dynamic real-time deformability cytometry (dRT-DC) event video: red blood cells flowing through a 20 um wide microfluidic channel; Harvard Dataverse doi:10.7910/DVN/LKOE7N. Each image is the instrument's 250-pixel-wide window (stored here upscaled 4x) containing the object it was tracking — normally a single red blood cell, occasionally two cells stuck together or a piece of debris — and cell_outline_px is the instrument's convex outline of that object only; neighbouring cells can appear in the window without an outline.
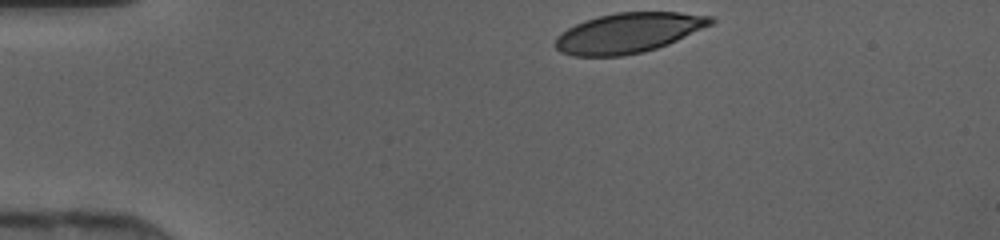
{"species": "human", "species_latin": "Homo sapiens", "temperature_condition": "cold", "stored_images_in_passage": 30, "camera_frame_rate_fps": 3000, "um_per_image_px": 0.085, "donor": {"sex": "female"}, "frame": {"image": 1, "passage_image": 1, "time_ms": 0.0, "image_size_px": [1000, 240], "cell_outline_px": [[716, 20], [712, 24], [668, 44], [644, 52], [624, 56], [572, 56], [560, 52], [552, 44], [556, 36], [568, 28], [584, 20], [616, 12], [680, 12], [712, 16]], "centroid_in_image_um": [53.39, 2.8], "position_along_channel_um": 31.6, "area_um2": 36.36}}
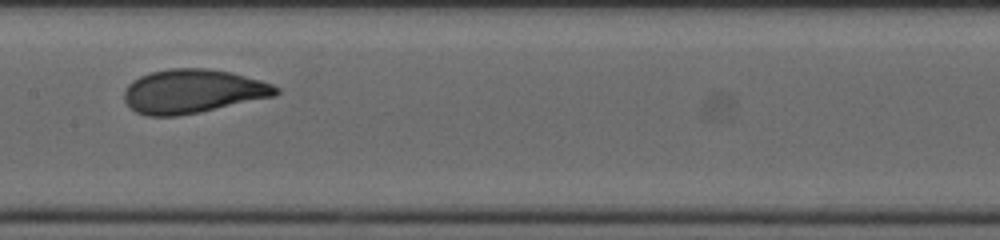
{"frame": {"image": 2, "passage_image": 16, "time_ms": 5.0, "image_size_px": [1000, 240], "cell_outline_px": [[280, 92], [276, 96], [200, 112], [176, 116], [148, 116], [136, 112], [124, 100], [124, 92], [128, 84], [132, 80], [140, 76], [152, 72], [168, 68], [208, 68], [232, 72], [260, 80], [272, 84], [280, 88]], "centroid_in_image_um": [16.41, 7.75], "position_along_channel_um": 191.0, "area_um2": 38.96}}
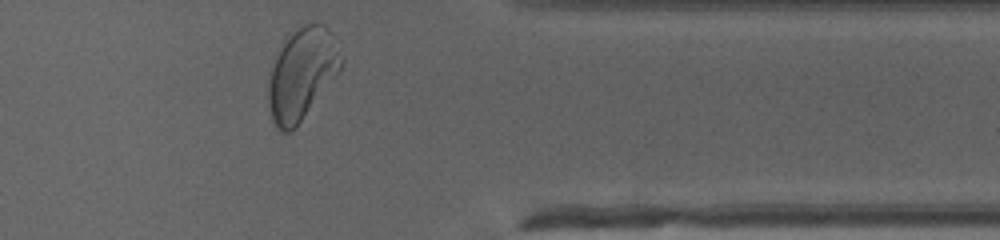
{"frame": {"image": 3, "passage_image": 30, "time_ms": 9.667, "image_size_px": [1000, 240], "cell_outline_px": [[344, 64], [292, 132], [280, 132], [276, 128], [272, 120], [268, 104], [268, 80], [276, 56], [284, 44], [304, 24], [324, 24], [328, 28], [344, 60]], "centroid_in_image_um": [25.65, 6.34], "position_along_channel_um": 385.8, "area_um2": 37.8}}